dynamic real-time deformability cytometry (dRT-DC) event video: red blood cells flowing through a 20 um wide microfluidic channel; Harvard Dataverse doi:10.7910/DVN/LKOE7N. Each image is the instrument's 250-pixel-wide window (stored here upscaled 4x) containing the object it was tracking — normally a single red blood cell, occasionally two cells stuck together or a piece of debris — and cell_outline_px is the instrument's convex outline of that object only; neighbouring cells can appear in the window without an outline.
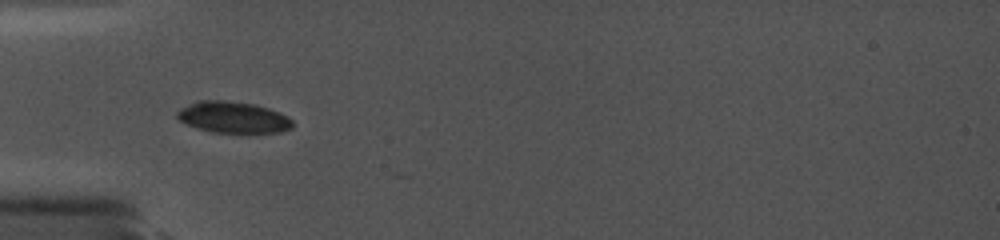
{"species": "common noctule bat (a hibernating species)", "species_latin": "Nyctalus noctula", "temperature_condition": "cold", "stored_images_in_passage": 4, "camera_frame_rate_fps": 5000, "um_per_image_px": 0.085, "animal": {"sex": "female", "body_mass_g": 19.0, "forearm_length_mm": 56.7}, "frame": {"image": 1, "passage_image": 1, "time_ms": 0.0, "image_size_px": [1000, 240], "cell_outline_px": [[292, 128], [280, 132], [212, 132], [188, 124], [180, 120], [176, 116], [176, 112], [180, 108], [196, 100], [224, 100], [252, 104], [268, 108], [280, 112], [288, 116], [292, 120]], "centroid_in_image_um": [19.81, 9.95], "position_along_channel_um": 65.2, "area_um2": 20.92}}